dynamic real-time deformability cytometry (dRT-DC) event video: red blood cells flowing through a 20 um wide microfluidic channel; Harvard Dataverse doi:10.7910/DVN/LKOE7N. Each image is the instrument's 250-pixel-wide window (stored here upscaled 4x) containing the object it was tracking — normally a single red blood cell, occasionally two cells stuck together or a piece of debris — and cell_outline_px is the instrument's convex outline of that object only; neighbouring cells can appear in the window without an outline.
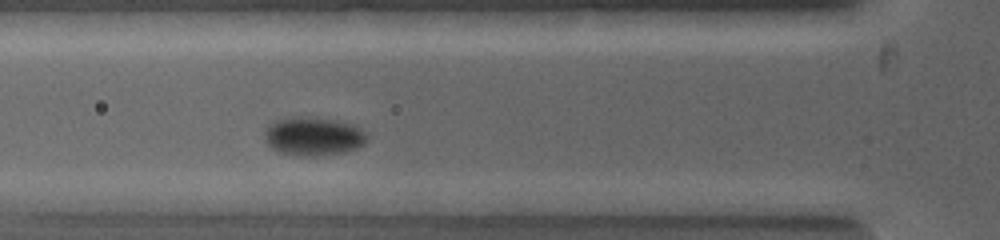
{"species": "common noctule bat (a hibernating species)", "species_latin": "Nyctalus noctula", "temperature_condition": "warm", "stored_images_in_passage": 6, "camera_frame_rate_fps": 5000, "um_per_image_px": 0.085, "animal": {"sex": "female", "body_mass_g": 19.0, "forearm_length_mm": 53.3}, "frame": {"image": 1, "passage_image": 6, "time_ms": 2.2, "image_size_px": [1000, 240], "cell_outline_px": [[368, 136], [364, 144], [356, 148], [344, 152], [312, 156], [300, 156], [280, 152], [272, 148], [268, 144], [264, 136], [264, 128], [272, 120], [288, 116], [316, 116], [356, 124]], "centroid_in_image_um": [26.6, 11.54], "position_along_channel_um": 99.2, "area_um2": 23.58}}